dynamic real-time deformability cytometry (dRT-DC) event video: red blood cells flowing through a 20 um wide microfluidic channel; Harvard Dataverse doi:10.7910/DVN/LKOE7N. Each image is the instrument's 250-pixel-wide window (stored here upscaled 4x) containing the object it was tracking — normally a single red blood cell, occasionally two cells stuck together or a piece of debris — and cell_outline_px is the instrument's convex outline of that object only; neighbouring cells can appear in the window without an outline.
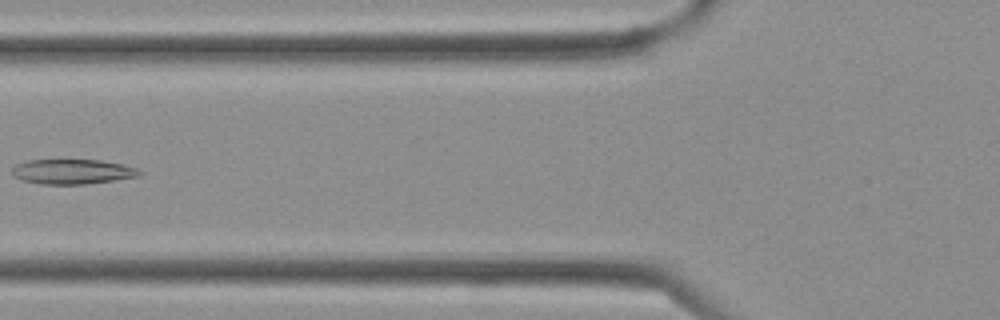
{"species": "Egyptian fruit bat (a non-hibernating species)", "species_latin": "Rousettus aegyptiacus", "temperature_condition": "cold", "stored_images_in_passage": 4, "camera_frame_rate_fps": 3000, "um_per_image_px": 0.085, "frame": {"image": 1, "passage_image": 4, "time_ms": 1.0, "image_size_px": [1000, 320], "cell_outline_px": [[144, 172], [140, 176], [116, 180], [88, 184], [40, 184], [20, 180], [12, 176], [12, 168], [16, 164], [28, 160], [100, 160], [124, 164], [136, 168]], "centroid_in_image_um": [6.17, 14.59], "position_along_channel_um": 119.6, "area_um2": 18.73}}